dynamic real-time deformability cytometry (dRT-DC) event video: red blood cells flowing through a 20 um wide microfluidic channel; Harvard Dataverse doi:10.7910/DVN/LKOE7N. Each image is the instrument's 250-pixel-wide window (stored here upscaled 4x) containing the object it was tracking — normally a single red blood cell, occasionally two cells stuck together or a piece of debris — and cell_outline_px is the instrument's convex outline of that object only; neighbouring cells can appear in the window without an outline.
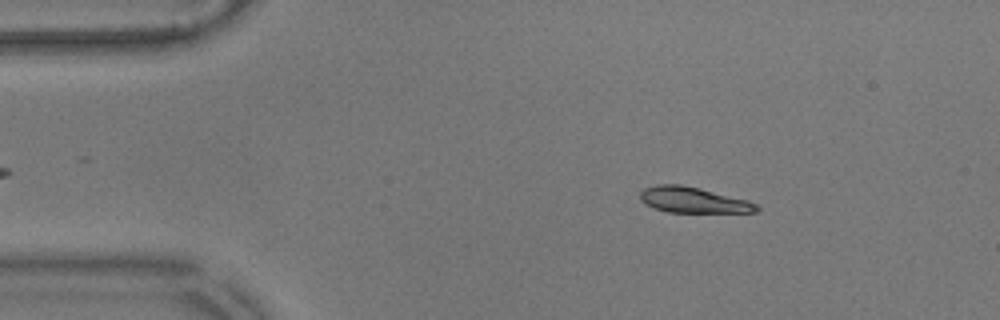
{"species": "common noctule bat (a hibernating species)", "species_latin": "Nyctalus noctula", "temperature_condition": "warm", "stored_images_in_passage": 55, "camera_frame_rate_fps": 3000, "um_per_image_px": 0.085, "animal": {"sex": "male", "body_mass_g": 17.9}, "frame": {"image": 1, "passage_image": 8, "time_ms": 2.333, "image_size_px": [1000, 320], "cell_outline_px": [[760, 208], [756, 212], [668, 212], [652, 208], [644, 204], [640, 200], [640, 192], [644, 188], [656, 184], [680, 184], [700, 188], [748, 200], [756, 204]], "centroid_in_image_um": [58.88, 16.99], "position_along_channel_um": 26.1, "area_um2": 17.57}}
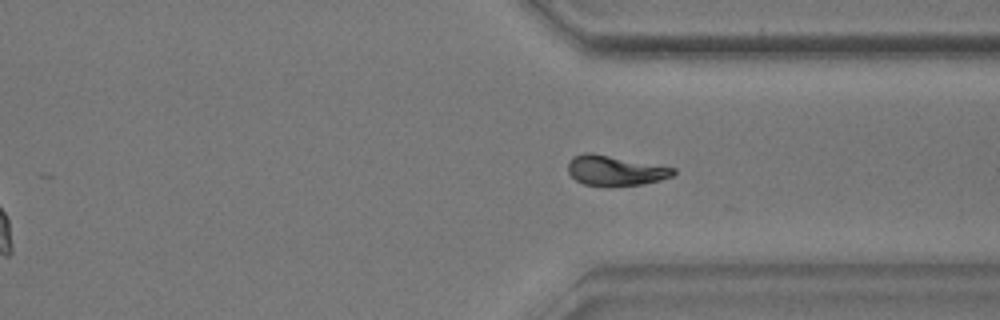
{"frame": {"image": 2, "passage_image": 41, "time_ms": 13.333, "image_size_px": [1000, 320], "cell_outline_px": [[676, 172], [672, 176], [660, 180], [640, 184], [604, 188], [584, 184], [576, 180], [568, 172], [568, 160], [572, 156], [584, 152], [592, 152], [676, 168]], "centroid_in_image_um": [52.25, 14.5], "position_along_channel_um": 359.2, "area_um2": 18.9}}
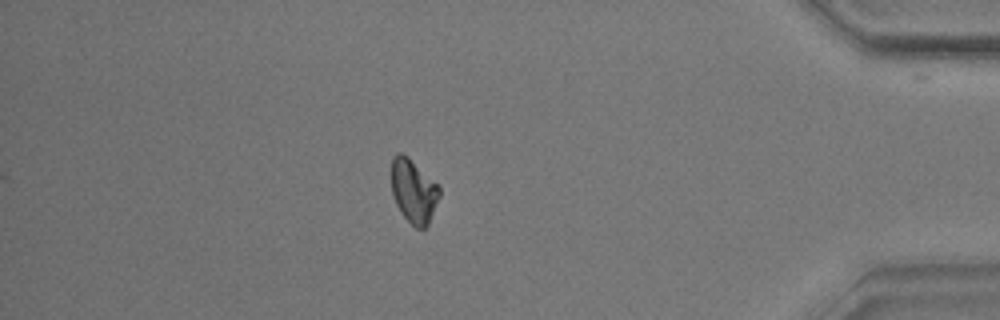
{"frame": {"image": 3, "passage_image": 48, "time_ms": 15.667, "image_size_px": [1000, 320], "cell_outline_px": [[440, 196], [428, 224], [424, 228], [416, 228], [400, 212], [396, 204], [392, 192], [392, 156], [396, 152], [400, 152], [408, 156], [440, 188]], "centroid_in_image_um": [35.14, 16.22], "position_along_channel_um": 400.1, "area_um2": 17.57}, "authors_computed_cell_mechanics": {"area_um2": 18.3226, "velocity_mm_per_s": 3.5507, "shape_relaxation_time_tau1_ms": 8.9465, "shape_relaxation_time_tau2_ms": 4.1689, "deformation_change_tau1": 0.2154, "deformation_change_tau2": 0.0687}}